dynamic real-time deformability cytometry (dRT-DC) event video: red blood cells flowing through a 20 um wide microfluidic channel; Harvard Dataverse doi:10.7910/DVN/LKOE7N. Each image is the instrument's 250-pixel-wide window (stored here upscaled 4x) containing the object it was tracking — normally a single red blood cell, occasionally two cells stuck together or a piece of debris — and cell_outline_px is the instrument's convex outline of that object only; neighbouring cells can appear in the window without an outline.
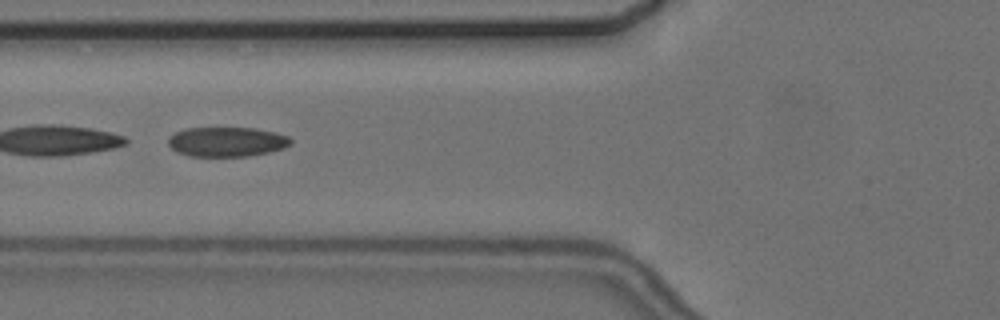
{"species": "common noctule bat (a hibernating species)", "species_latin": "Nyctalus noctula", "temperature_condition": "cold", "stored_images_in_passage": 8, "camera_frame_rate_fps": 3000, "um_per_image_px": 0.085, "animal": {"sex": "female", "body_mass_g": 24.6, "forearm_length_mm": 56.2}, "frame": {"image": 1, "passage_image": 5, "time_ms": 5.0, "image_size_px": [1000, 320], "cell_outline_px": [[292, 144], [284, 148], [268, 152], [248, 156], [188, 156], [176, 152], [168, 144], [168, 140], [176, 132], [184, 128], [256, 128], [276, 132], [288, 136], [292, 140]], "centroid_in_image_um": [19.3, 12.05], "position_along_channel_um": 106.5, "area_um2": 21.21}}